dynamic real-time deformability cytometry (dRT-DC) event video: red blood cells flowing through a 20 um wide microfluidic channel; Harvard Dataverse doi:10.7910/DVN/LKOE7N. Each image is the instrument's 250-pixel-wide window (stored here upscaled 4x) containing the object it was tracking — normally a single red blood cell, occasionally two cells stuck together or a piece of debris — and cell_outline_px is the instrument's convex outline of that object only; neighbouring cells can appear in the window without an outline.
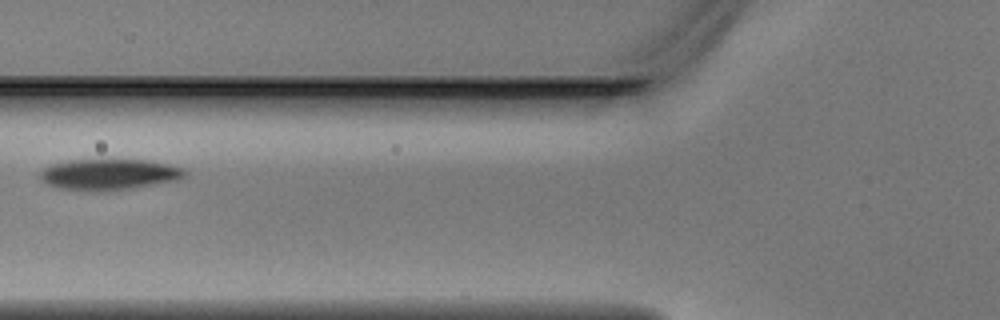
{"species": "Egyptian fruit bat (a non-hibernating species)", "species_latin": "Rousettus aegyptiacus", "temperature_condition": "warm", "stored_images_in_passage": 3, "camera_frame_rate_fps": 3000, "um_per_image_px": 0.085, "animal": {"sex": "male"}, "frame": {"image": 1, "passage_image": 3, "time_ms": 0.667, "image_size_px": [1000, 320], "cell_outline_px": [[188, 172], [184, 176], [176, 180], [132, 188], [60, 188], [48, 184], [40, 176], [40, 172], [44, 168], [52, 164], [68, 160], [148, 160], [168, 164], [184, 168]], "centroid_in_image_um": [9.33, 14.77], "position_along_channel_um": 116.5, "area_um2": 24.91}}